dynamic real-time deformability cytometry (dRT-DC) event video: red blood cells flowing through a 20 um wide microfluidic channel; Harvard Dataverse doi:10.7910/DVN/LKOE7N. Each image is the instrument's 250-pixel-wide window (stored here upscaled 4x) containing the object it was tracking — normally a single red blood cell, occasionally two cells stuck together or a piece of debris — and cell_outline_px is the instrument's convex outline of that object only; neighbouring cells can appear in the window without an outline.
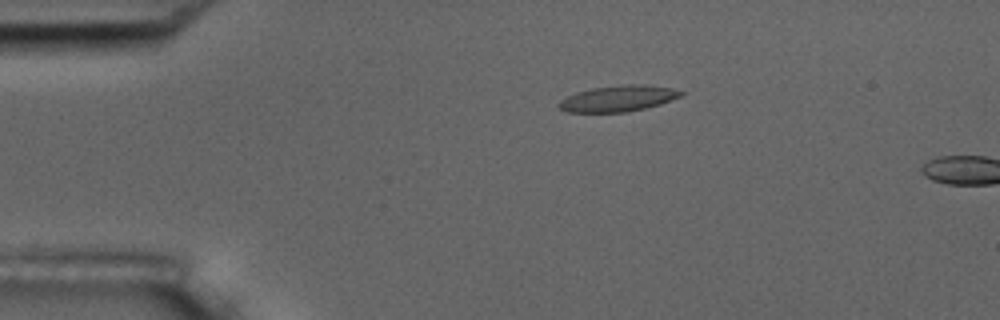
{"species": "common noctule bat (a hibernating species)", "species_latin": "Nyctalus noctula", "temperature_condition": "room temperature", "stored_images_in_passage": 2, "camera_frame_rate_fps": 3000, "um_per_image_px": 0.085, "animal": {"sex": "male", "body_mass_g": 17.5, "forearm_length_mm": 52.3}, "frame": {"image": 1, "passage_image": 1, "time_ms": 0.0, "image_size_px": [1000, 320], "cell_outline_px": [[684, 92], [680, 96], [660, 104], [644, 108], [624, 112], [568, 112], [560, 108], [556, 104], [560, 100], [576, 92], [592, 88], [624, 84], [644, 84], [672, 88]], "centroid_in_image_um": [52.52, 8.36], "position_along_channel_um": 32.5, "area_um2": 18.38}}